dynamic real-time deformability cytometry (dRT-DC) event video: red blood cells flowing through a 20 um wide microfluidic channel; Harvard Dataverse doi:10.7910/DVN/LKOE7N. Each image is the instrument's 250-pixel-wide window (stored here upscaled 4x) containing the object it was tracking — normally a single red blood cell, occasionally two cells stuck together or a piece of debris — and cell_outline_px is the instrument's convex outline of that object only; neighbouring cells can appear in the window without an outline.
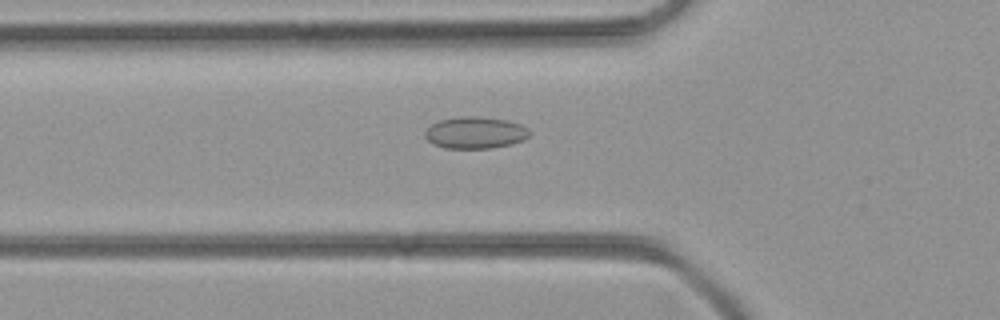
{"species": "common noctule bat (a hibernating species)", "species_latin": "Nyctalus noctula", "temperature_condition": "room temperature", "stored_images_in_passage": 33, "camera_frame_rate_fps": 3000, "um_per_image_px": 0.085, "animal": {"sex": "female", "body_mass_g": 21.9}, "frame": {"image": 1, "passage_image": 17, "time_ms": 5.333, "image_size_px": [1000, 320], "cell_outline_px": [[528, 136], [524, 140], [512, 144], [492, 148], [444, 148], [432, 144], [424, 136], [424, 132], [432, 124], [440, 120], [460, 116], [480, 116], [508, 120], [520, 124], [528, 128]], "centroid_in_image_um": [40.39, 11.27], "position_along_channel_um": 85.4, "area_um2": 19.48}}
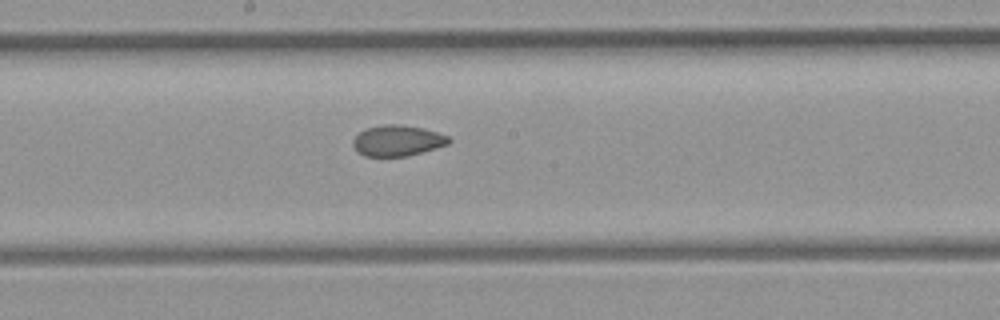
{"frame": {"image": 2, "passage_image": 26, "time_ms": 8.333, "image_size_px": [1000, 320], "cell_outline_px": [[452, 140], [448, 144], [408, 156], [364, 156], [356, 152], [352, 144], [352, 140], [360, 132], [368, 128], [384, 124], [400, 124], [420, 128], [436, 132], [448, 136]], "centroid_in_image_um": [33.75, 11.96], "position_along_channel_um": 214.4, "area_um2": 17.11}}
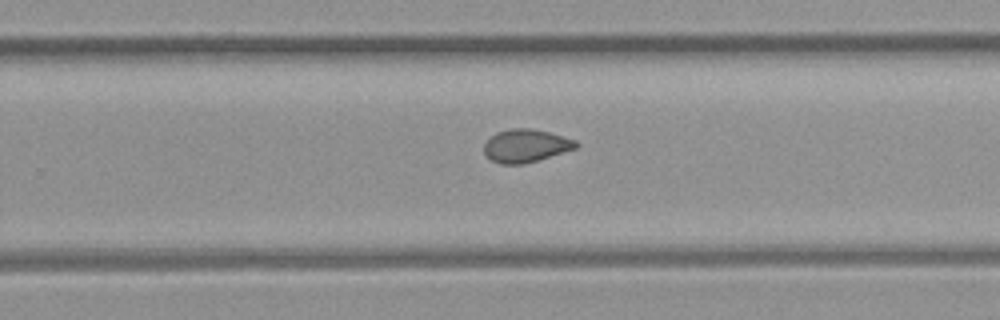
{"frame": {"image": 3, "passage_image": 31, "time_ms": 10.0, "image_size_px": [1000, 320], "cell_outline_px": [[580, 144], [576, 148], [524, 164], [500, 164], [484, 156], [484, 144], [496, 132], [512, 128], [532, 128], [548, 132], [576, 140]], "centroid_in_image_um": [44.67, 12.39], "position_along_channel_um": 285.1, "area_um2": 17.63}}